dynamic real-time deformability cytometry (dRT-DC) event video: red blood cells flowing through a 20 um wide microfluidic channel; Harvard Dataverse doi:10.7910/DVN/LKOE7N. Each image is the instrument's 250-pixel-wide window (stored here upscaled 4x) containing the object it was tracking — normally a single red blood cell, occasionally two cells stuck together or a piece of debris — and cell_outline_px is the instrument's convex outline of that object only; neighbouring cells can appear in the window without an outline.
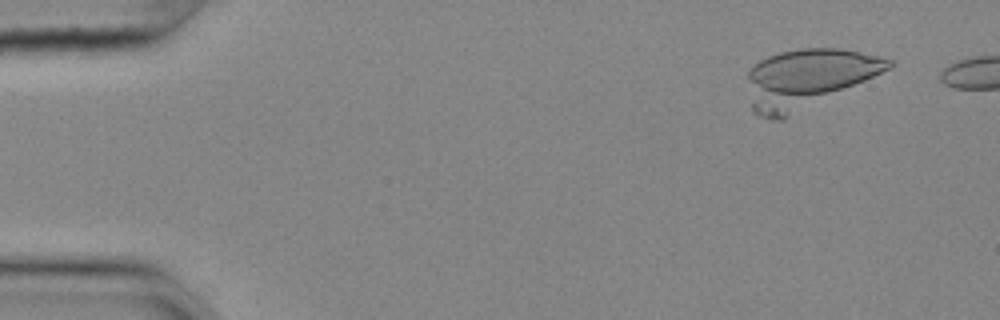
{"species": "common noctule bat (a hibernating species)", "species_latin": "Nyctalus noctula", "temperature_condition": "cold", "stored_images_in_passage": 6, "camera_frame_rate_fps": 3000, "um_per_image_px": 0.085, "animal": {"sex": "female", "body_mass_g": 25.1}, "frame": {"image": 1, "passage_image": 2, "time_ms": 0.333, "image_size_px": [1000, 320], "cell_outline_px": [[896, 64], [864, 80], [780, 120], [768, 120], [752, 112], [748, 76], [748, 72], [760, 60], [768, 56], [780, 52], [800, 48], [840, 48], [880, 56], [896, 60]], "centroid_in_image_um": [68.63, 6.64], "position_along_channel_um": 16.4, "area_um2": 47.28}}